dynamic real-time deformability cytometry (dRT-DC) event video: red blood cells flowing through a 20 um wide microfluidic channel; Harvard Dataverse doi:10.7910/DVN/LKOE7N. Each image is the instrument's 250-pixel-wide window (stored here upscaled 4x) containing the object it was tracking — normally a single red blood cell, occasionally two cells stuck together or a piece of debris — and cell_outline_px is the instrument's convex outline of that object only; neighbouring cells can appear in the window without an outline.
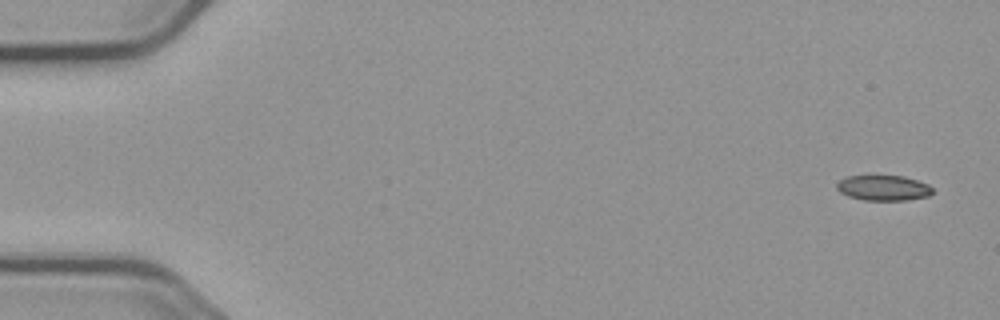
{"species": "common noctule bat (a hibernating species)", "species_latin": "Nyctalus noctula", "temperature_condition": "cold", "stored_images_in_passage": 5, "camera_frame_rate_fps": 3000, "um_per_image_px": 0.085, "animal": {"sex": "male", "body_mass_g": 23.1, "forearm_length_mm": 52.7}, "frame": {"image": 1, "passage_image": 1, "time_ms": 0.0, "image_size_px": [1000, 320], "cell_outline_px": [[932, 192], [928, 196], [908, 200], [864, 200], [848, 196], [840, 192], [836, 188], [836, 184], [840, 180], [848, 176], [872, 172], [904, 176], [928, 184], [932, 188]], "centroid_in_image_um": [75.04, 15.91], "position_along_channel_um": 10.0, "area_um2": 14.85}}
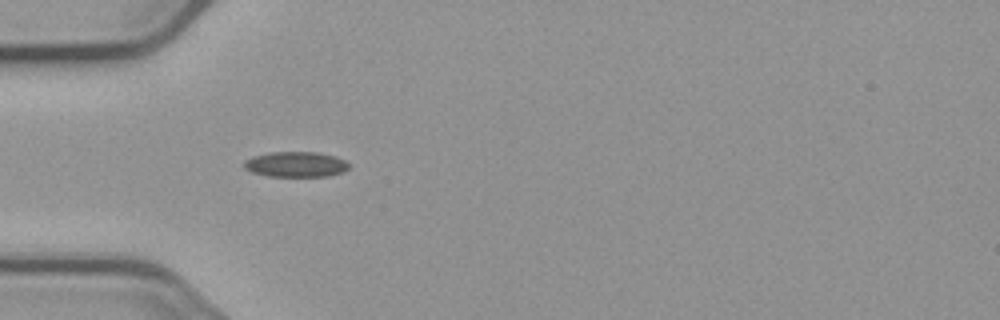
{"frame": {"image": 2, "passage_image": 5, "time_ms": 5.0, "image_size_px": [1000, 320], "cell_outline_px": [[348, 168], [344, 172], [328, 176], [268, 176], [252, 172], [244, 168], [244, 160], [252, 156], [272, 152], [316, 152], [336, 156], [344, 160], [348, 164]], "centroid_in_image_um": [25.13, 13.97], "position_along_channel_um": 59.9, "area_um2": 15.49}}